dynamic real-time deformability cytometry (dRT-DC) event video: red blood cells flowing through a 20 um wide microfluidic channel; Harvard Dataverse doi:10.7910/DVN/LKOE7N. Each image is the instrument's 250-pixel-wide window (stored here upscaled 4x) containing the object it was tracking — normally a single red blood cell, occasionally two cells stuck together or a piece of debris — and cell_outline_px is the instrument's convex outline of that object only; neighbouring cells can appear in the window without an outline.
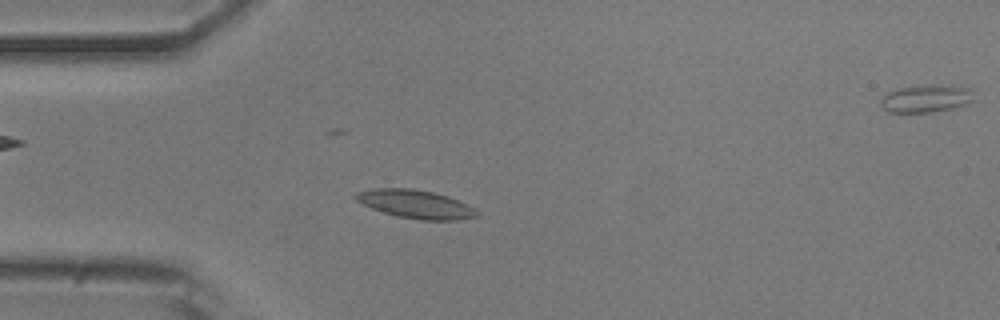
{"species": "common noctule bat (a hibernating species)", "species_latin": "Nyctalus noctula", "temperature_condition": "room temperature", "stored_images_in_passage": 34, "camera_frame_rate_fps": 3000, "um_per_image_px": 0.085, "animal": {"sex": "male", "body_mass_g": 20.5, "forearm_length_mm": 52.5}, "frame": {"image": 1, "passage_image": 7, "time_ms": 2.0, "image_size_px": [1000, 320], "cell_outline_px": [[480, 216], [460, 220], [420, 220], [396, 216], [372, 208], [356, 200], [352, 196], [356, 192], [372, 188], [412, 188], [432, 192], [448, 196], [476, 208], [480, 212]], "centroid_in_image_um": [35.36, 17.35], "position_along_channel_um": 49.6, "area_um2": 20.23}}
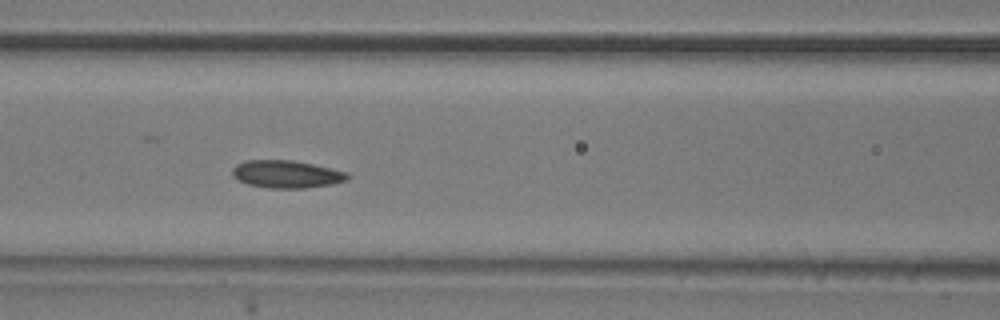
{"frame": {"image": 2, "passage_image": 15, "time_ms": 4.667, "image_size_px": [1000, 320], "cell_outline_px": [[352, 176], [348, 180], [332, 184], [304, 188], [268, 188], [248, 184], [232, 176], [232, 168], [236, 164], [244, 160], [292, 160], [312, 164], [348, 172]], "centroid_in_image_um": [24.37, 14.8], "position_along_channel_um": 142.2, "area_um2": 18.61}}
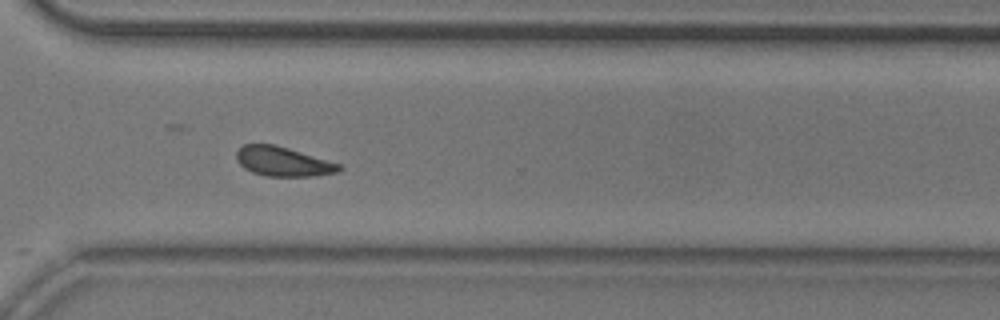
{"frame": {"image": 3, "passage_image": 31, "time_ms": 10.0, "image_size_px": [1000, 320], "cell_outline_px": [[344, 168], [340, 172], [316, 176], [264, 176], [252, 172], [244, 168], [236, 160], [236, 152], [244, 144], [276, 144], [340, 164]], "centroid_in_image_um": [24.07, 13.74], "position_along_channel_um": 346.5, "area_um2": 17.74}, "authors_computed_cell_mechanics": {"area_um2": 18.0336, "velocity_mm_per_s": 3.8436, "shape_relaxation_time_tau1_ms": 4.1563, "shape_relaxation_time_tau2_ms": 2.8609, "deformation_change_tau1": 0.1005, "deformation_change_tau2": 0.0845}}